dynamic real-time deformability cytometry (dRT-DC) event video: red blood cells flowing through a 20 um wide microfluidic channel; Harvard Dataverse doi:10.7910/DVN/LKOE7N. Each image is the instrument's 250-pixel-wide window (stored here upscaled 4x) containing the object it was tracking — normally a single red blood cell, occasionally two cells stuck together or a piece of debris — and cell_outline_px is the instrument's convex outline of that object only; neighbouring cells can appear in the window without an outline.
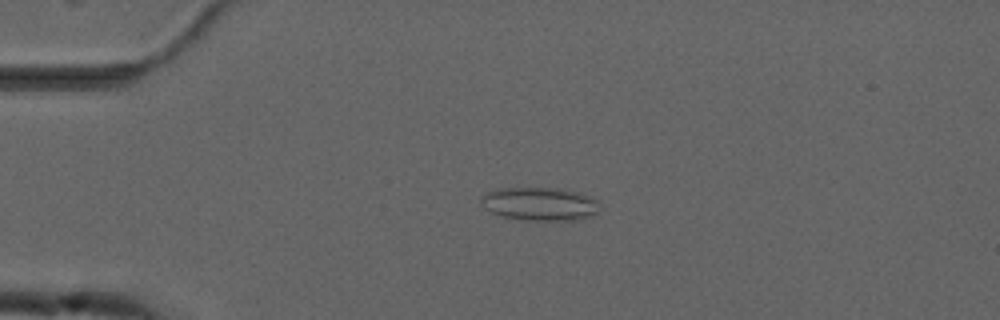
{"species": "common noctule bat (a hibernating species)", "species_latin": "Nyctalus noctula", "temperature_condition": "cold", "stored_images_in_passage": 53, "camera_frame_rate_fps": 3000, "um_per_image_px": 0.085, "animal": {"sex": "male", "forearm_length_mm": 52.5}, "frame": {"image": 1, "passage_image": 12, "time_ms": 3.667, "image_size_px": [1000, 320], "cell_outline_px": [[600, 212], [576, 220], [528, 220], [504, 216], [492, 212], [484, 208], [480, 200], [480, 196], [488, 192], [500, 188], [560, 188], [580, 192], [600, 200]], "centroid_in_image_um": [45.94, 17.32], "position_along_channel_um": 39.1, "area_um2": 23.18}}
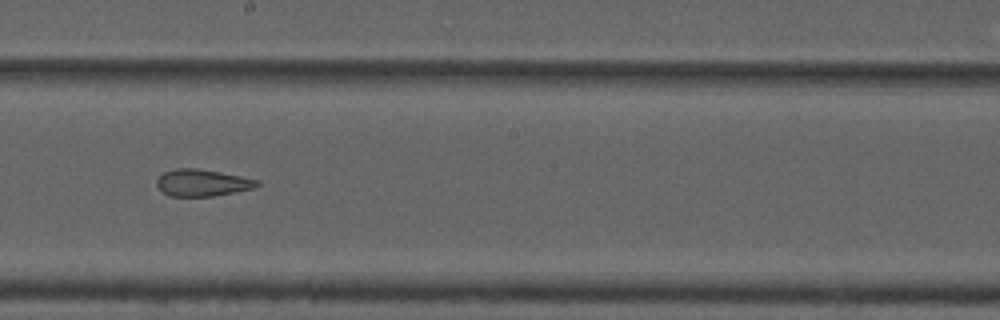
{"frame": {"image": 2, "passage_image": 30, "time_ms": 9.667, "image_size_px": [1000, 320], "cell_outline_px": [[260, 184], [256, 188], [236, 192], [212, 196], [168, 196], [156, 184], [156, 180], [164, 172], [176, 168], [196, 168], [220, 172], [260, 180]], "centroid_in_image_um": [17.23, 15.53], "position_along_channel_um": 231.0, "area_um2": 15.72}}
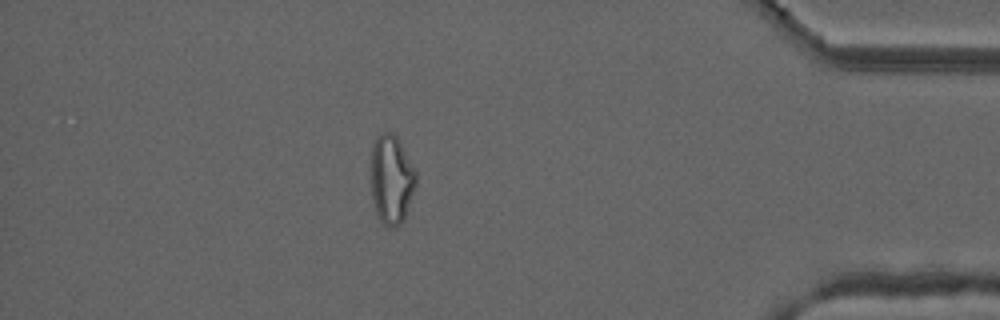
{"frame": {"image": 3, "passage_image": 47, "time_ms": 15.333, "image_size_px": [1000, 320], "cell_outline_px": [[416, 184], [404, 220], [396, 228], [388, 228], [380, 220], [376, 212], [372, 196], [372, 144], [376, 136], [384, 132], [392, 132], [396, 136], [416, 172]], "centroid_in_image_um": [33.27, 15.28], "position_along_channel_um": 401.9, "area_um2": 23.18}, "authors_computed_cell_mechanics": {"area_um2": 21.097, "velocity_mm_per_s": 3.7344, "shape_relaxation_time_tau1_ms": null, "shape_relaxation_time_tau2_ms": 3.0558, "deformation_change_tau1": null, "deformation_change_tau2": 0.1157}}